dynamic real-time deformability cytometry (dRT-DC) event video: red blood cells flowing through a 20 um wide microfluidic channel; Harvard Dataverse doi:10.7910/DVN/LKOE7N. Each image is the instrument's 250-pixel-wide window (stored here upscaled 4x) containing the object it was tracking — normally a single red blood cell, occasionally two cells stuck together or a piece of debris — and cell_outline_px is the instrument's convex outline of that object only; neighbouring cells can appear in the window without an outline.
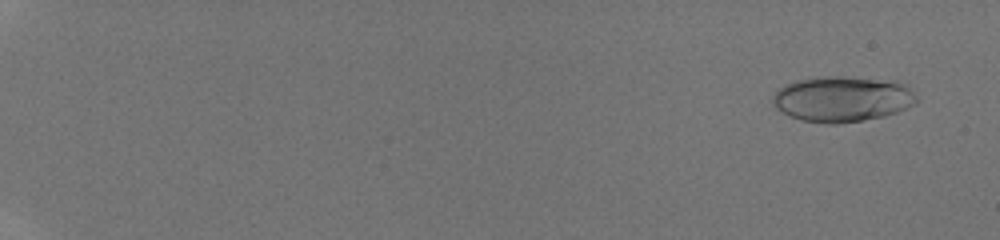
{"species": "human", "species_latin": "Homo sapiens", "temperature_condition": "room temperature", "stored_images_in_passage": 46, "camera_frame_rate_fps": 3000, "um_per_image_px": 0.085, "donor": {"sex": "male"}, "frame": {"image": 1, "passage_image": 3, "time_ms": 0.667, "image_size_px": [1000, 240], "cell_outline_px": [[916, 104], [908, 108], [884, 116], [836, 124], [828, 124], [800, 120], [780, 112], [772, 104], [772, 96], [784, 84], [796, 80], [820, 76], [840, 76], [896, 80], [904, 84], [916, 96]], "centroid_in_image_um": [71.57, 8.4], "position_along_channel_um": 13.4, "area_um2": 38.49}}
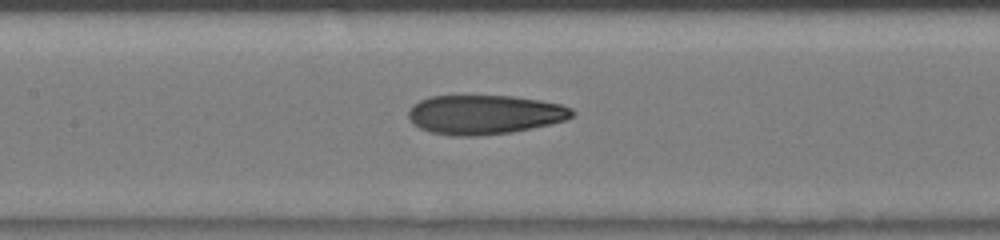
{"frame": {"image": 2, "passage_image": 26, "time_ms": 8.333, "image_size_px": [1000, 240], "cell_outline_px": [[576, 112], [568, 120], [512, 132], [476, 136], [452, 136], [428, 132], [412, 124], [408, 116], [408, 108], [412, 104], [420, 100], [432, 96], [512, 96], [540, 100], [560, 104], [572, 108]], "centroid_in_image_um": [41.16, 9.74], "position_along_channel_um": 166.2, "area_um2": 37.74}}
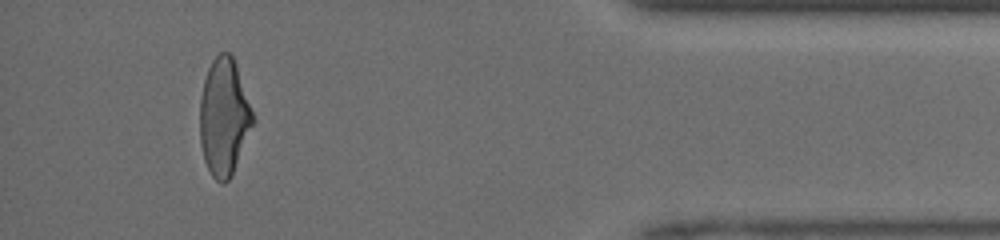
{"frame": {"image": 3, "passage_image": 44, "time_ms": 14.333, "image_size_px": [1000, 240], "cell_outline_px": [[256, 120], [232, 176], [224, 184], [216, 180], [212, 176], [204, 160], [200, 144], [200, 100], [204, 80], [208, 68], [212, 60], [220, 52], [228, 52], [232, 56], [236, 64]], "centroid_in_image_um": [19.05, 9.98], "position_along_channel_um": 416.1, "area_um2": 36.41}}